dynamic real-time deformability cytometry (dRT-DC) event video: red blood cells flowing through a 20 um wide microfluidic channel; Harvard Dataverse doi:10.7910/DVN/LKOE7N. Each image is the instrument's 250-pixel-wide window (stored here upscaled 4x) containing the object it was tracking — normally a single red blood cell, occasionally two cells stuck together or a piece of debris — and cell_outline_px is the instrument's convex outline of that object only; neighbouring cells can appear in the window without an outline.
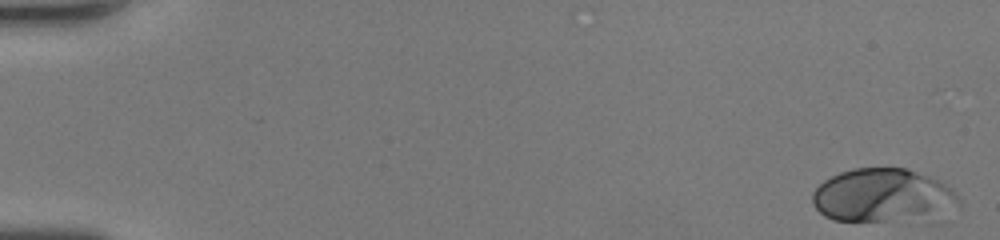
{"species": "human", "species_latin": "Homo sapiens", "temperature_condition": "room temperature", "stored_images_in_passage": 51, "camera_frame_rate_fps": 3000, "um_per_image_px": 0.085, "donor": {"sex": "female"}, "frame": {"image": 1, "passage_image": 1, "time_ms": 0.0, "image_size_px": [1000, 240], "cell_outline_px": [[960, 208], [940, 224], [932, 224], [832, 220], [824, 216], [812, 204], [812, 192], [824, 180], [840, 172], [852, 168], [904, 168], [936, 180], [948, 188], [960, 200]], "centroid_in_image_um": [75.19, 16.75], "position_along_channel_um": 9.8, "area_um2": 48.03}}
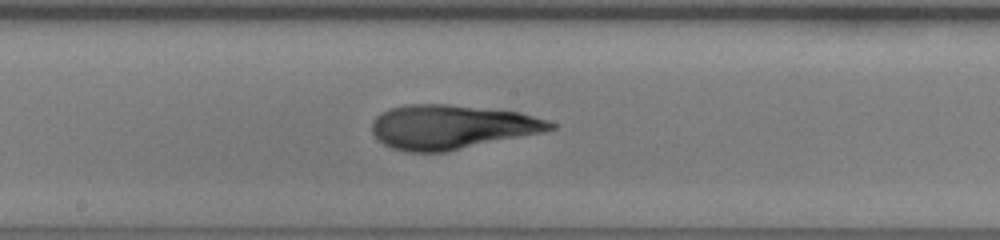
{"frame": {"image": 2, "passage_image": 29, "time_ms": 9.333, "image_size_px": [1000, 240], "cell_outline_px": [[556, 128], [544, 132], [444, 152], [404, 152], [392, 148], [384, 144], [372, 132], [372, 120], [380, 112], [388, 108], [404, 104], [448, 104], [520, 112], [548, 120], [556, 124]], "centroid_in_image_um": [38.36, 10.78], "position_along_channel_um": 209.8, "area_um2": 46.12}}
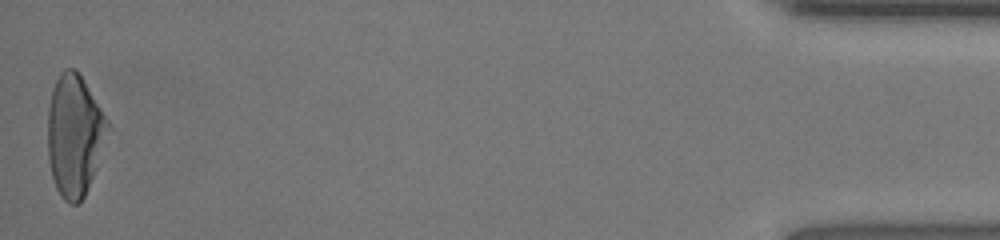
{"frame": {"image": 3, "passage_image": 51, "time_ms": 16.667, "image_size_px": [1000, 240], "cell_outline_px": [[112, 128], [96, 168], [84, 196], [76, 204], [68, 204], [60, 196], [56, 188], [52, 176], [48, 160], [48, 104], [52, 88], [60, 72], [64, 68], [76, 68], [80, 72], [108, 120]], "centroid_in_image_um": [6.34, 11.46], "position_along_channel_um": 428.9, "area_um2": 43.12}, "authors_computed_cell_mechanics": {"area_um2": 43.8702, "velocity_mm_per_s": 4.2127, "shape_relaxation_time_tau1_ms": 7.7219, "shape_relaxation_time_tau2_ms": 1.187, "deformation_change_tau1": 0.3143, "deformation_change_tau2": 0.0742}}